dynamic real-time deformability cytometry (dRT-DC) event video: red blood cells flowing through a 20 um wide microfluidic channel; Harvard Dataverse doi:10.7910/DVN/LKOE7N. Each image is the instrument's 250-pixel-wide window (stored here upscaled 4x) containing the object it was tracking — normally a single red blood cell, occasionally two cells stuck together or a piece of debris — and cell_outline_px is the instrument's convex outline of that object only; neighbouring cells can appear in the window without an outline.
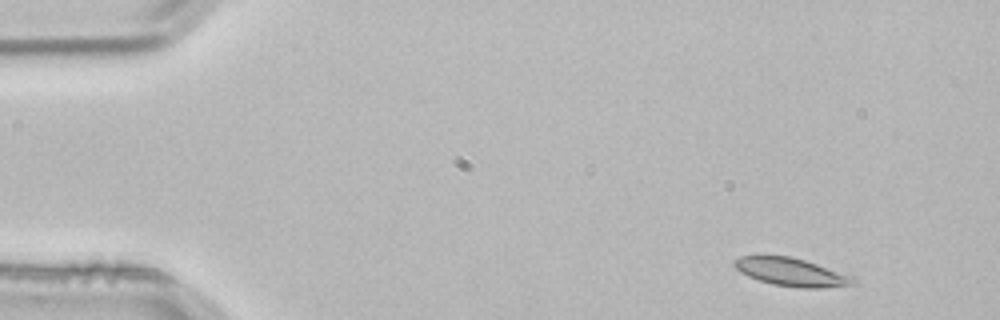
{"species": "common noctule bat (a hibernating species)", "species_latin": "Nyctalus noctula", "temperature_condition": "room temperature", "stored_images_in_passage": 3, "camera_frame_rate_fps": 3000, "um_per_image_px": 0.085, "animal": {"sex": "male", "body_mass_g": 21.5, "forearm_length_mm": 52.0}, "frame": {"image": 1, "passage_image": 1, "time_ms": 0.0, "image_size_px": [1000, 320], "cell_outline_px": [[856, 284], [824, 288], [800, 288], [772, 284], [748, 276], [740, 272], [732, 264], [732, 260], [740, 256], [788, 256], [804, 260], [852, 276], [856, 280]], "centroid_in_image_um": [67.24, 23.13], "position_along_channel_um": 17.8, "area_um2": 19.31}}
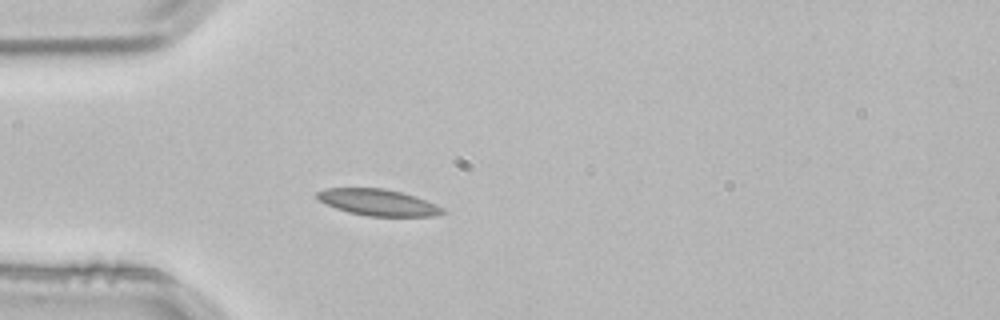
{"frame": {"image": 2, "passage_image": 3, "time_ms": 0.667, "image_size_px": [1000, 320], "cell_outline_px": [[444, 212], [436, 216], [368, 216], [348, 212], [336, 208], [320, 200], [316, 196], [316, 192], [328, 188], [384, 188], [400, 192], [424, 200], [444, 208]], "centroid_in_image_um": [32.12, 17.21], "position_along_channel_um": 52.9, "area_um2": 18.96}}